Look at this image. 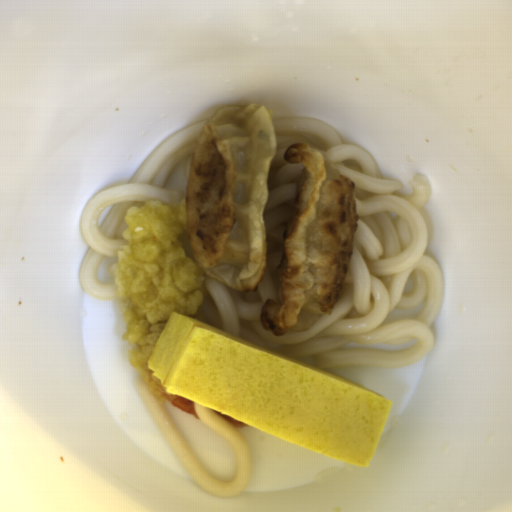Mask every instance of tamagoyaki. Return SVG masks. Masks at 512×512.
<instances>
[{
	"label": "tamagoyaki",
	"instance_id": "81b7327e",
	"mask_svg": "<svg viewBox=\"0 0 512 512\" xmlns=\"http://www.w3.org/2000/svg\"><path fill=\"white\" fill-rule=\"evenodd\" d=\"M147 367L168 394L366 468L394 402L177 312L171 313Z\"/></svg>",
	"mask_w": 512,
	"mask_h": 512
}]
</instances>
